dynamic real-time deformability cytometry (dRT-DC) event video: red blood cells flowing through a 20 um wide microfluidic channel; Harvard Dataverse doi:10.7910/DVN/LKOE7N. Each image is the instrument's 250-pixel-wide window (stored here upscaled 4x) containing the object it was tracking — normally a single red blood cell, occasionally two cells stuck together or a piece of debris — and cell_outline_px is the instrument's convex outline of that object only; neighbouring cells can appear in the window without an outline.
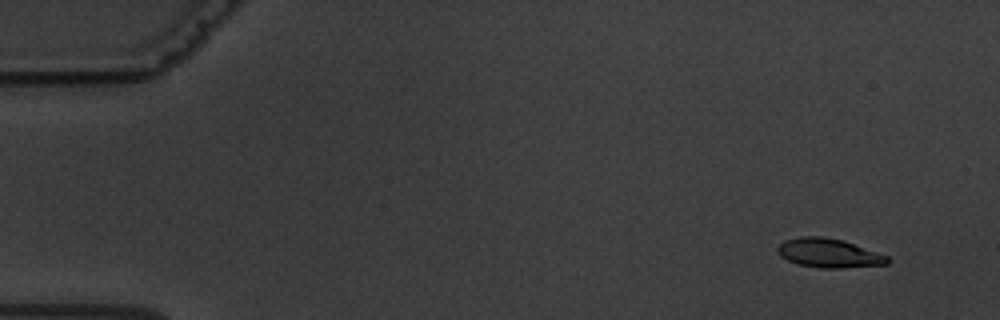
{"species": "common noctule bat (a hibernating species)", "species_latin": "Nyctalus noctula", "temperature_condition": "warm", "stored_images_in_passage": 9, "camera_frame_rate_fps": 3000, "um_per_image_px": 0.085, "animal": {"sex": "male", "body_mass_g": 19.5, "forearm_length_mm": 54.6}, "frame": {"image": 1, "passage_image": 2, "time_ms": 1.333, "image_size_px": [1000, 320], "cell_outline_px": [[892, 260], [888, 264], [840, 268], [820, 268], [800, 264], [788, 260], [780, 256], [776, 252], [776, 248], [784, 240], [800, 236], [820, 236], [844, 240], [888, 256]], "centroid_in_image_um": [70.45, 21.5], "position_along_channel_um": 14.6, "area_um2": 18.67}}
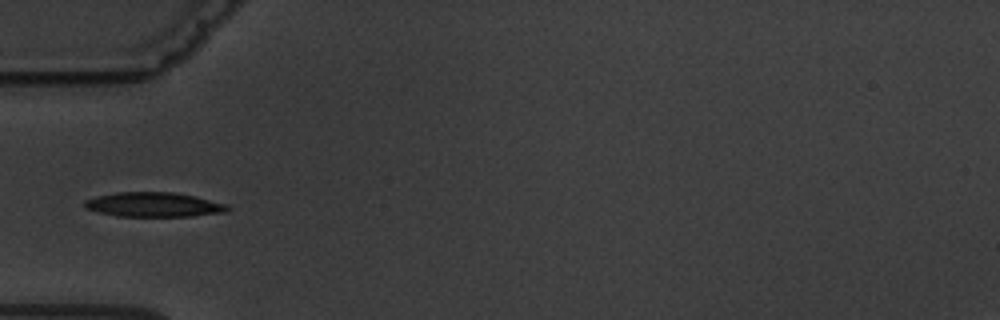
{"frame": {"image": 2, "passage_image": 6, "time_ms": 6.333, "image_size_px": [1000, 320], "cell_outline_px": [[232, 208], [224, 212], [192, 216], [116, 216], [84, 208], [84, 200], [96, 196], [116, 192], [172, 192], [192, 196], [228, 204]], "centroid_in_image_um": [13.05, 17.39], "position_along_channel_um": 72.0, "area_um2": 20.35}}
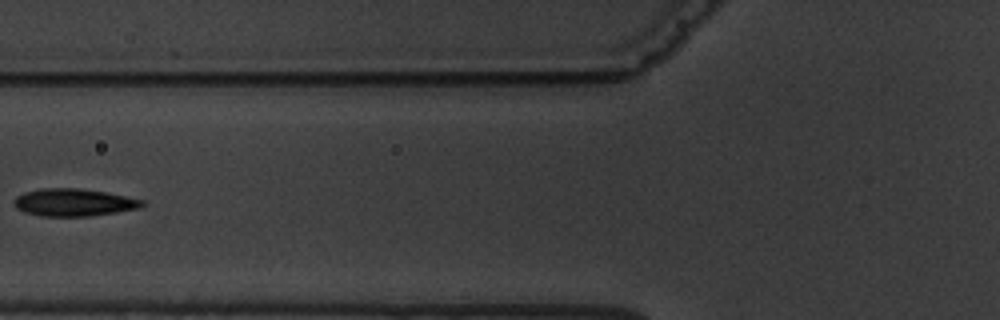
{"frame": {"image": 3, "passage_image": 7, "time_ms": 7.667, "image_size_px": [1000, 320], "cell_outline_px": [[144, 204], [140, 208], [116, 212], [88, 216], [40, 216], [24, 212], [16, 208], [12, 204], [12, 200], [16, 196], [24, 192], [44, 188], [80, 188], [104, 192], [144, 200]], "centroid_in_image_um": [6.21, 17.2], "position_along_channel_um": 119.6, "area_um2": 20.52}}